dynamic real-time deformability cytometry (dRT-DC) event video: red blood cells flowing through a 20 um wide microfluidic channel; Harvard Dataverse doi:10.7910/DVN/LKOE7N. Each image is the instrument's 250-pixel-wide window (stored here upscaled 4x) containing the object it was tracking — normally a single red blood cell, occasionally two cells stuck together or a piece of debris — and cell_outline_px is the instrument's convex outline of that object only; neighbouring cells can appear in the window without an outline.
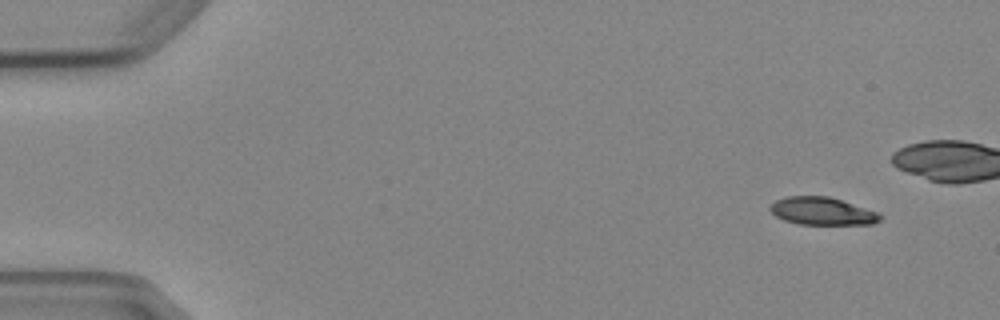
{"species": "Egyptian fruit bat (a non-hibernating species)", "species_latin": "Rousettus aegyptiacus", "temperature_condition": "cold", "stored_images_in_passage": 6, "camera_frame_rate_fps": 3000, "um_per_image_px": 0.085, "animal": {"sex": "female"}, "frame": {"image": 1, "passage_image": 1, "time_ms": 0.0, "image_size_px": [1000, 320], "cell_outline_px": [[884, 216], [880, 220], [872, 224], [800, 224], [784, 220], [776, 216], [768, 208], [776, 200], [784, 196], [828, 196], [876, 212]], "centroid_in_image_um": [69.85, 17.95], "position_along_channel_um": 15.1, "area_um2": 17.51}}